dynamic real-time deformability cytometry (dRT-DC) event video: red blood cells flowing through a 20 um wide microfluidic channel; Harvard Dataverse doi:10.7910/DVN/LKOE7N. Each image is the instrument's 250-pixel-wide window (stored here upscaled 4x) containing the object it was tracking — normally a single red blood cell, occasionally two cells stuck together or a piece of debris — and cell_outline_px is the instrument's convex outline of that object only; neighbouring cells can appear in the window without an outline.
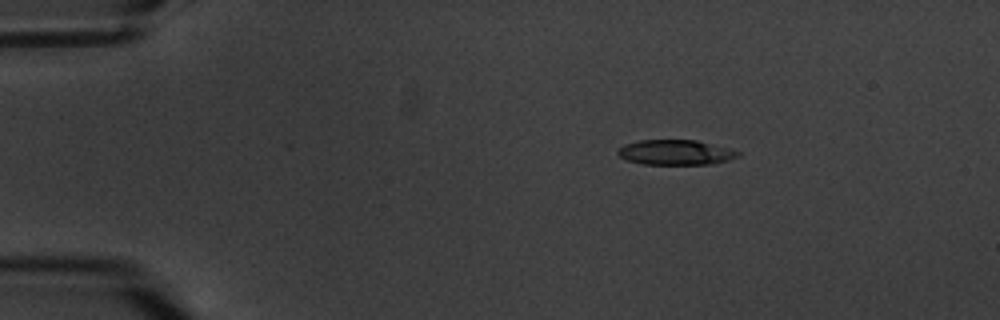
{"species": "common noctule bat (a hibernating species)", "species_latin": "Nyctalus noctula", "temperature_condition": "warm", "stored_images_in_passage": 4, "camera_frame_rate_fps": 3000, "um_per_image_px": 0.085, "animal": {"sex": "male", "body_mass_g": 20.1, "forearm_length_mm": 53.5}, "frame": {"image": 1, "passage_image": 2, "time_ms": 1.0, "image_size_px": [1000, 320], "cell_outline_px": [[740, 156], [728, 160], [708, 164], [644, 164], [628, 160], [620, 156], [616, 152], [624, 144], [640, 140], [696, 140], [740, 152]], "centroid_in_image_um": [57.4, 12.95], "position_along_channel_um": 27.6, "area_um2": 17.22}}